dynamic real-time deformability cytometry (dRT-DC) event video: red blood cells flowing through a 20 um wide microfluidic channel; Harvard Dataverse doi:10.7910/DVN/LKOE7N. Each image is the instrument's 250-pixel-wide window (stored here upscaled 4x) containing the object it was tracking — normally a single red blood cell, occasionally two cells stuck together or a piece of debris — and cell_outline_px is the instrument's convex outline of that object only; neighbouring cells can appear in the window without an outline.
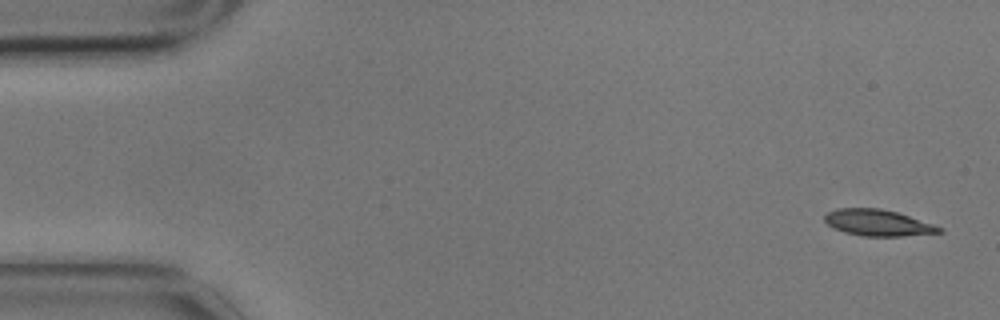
{"species": "common noctule bat (a hibernating species)", "species_latin": "Nyctalus noctula", "temperature_condition": "cold", "stored_images_in_passage": 5, "camera_frame_rate_fps": 3000, "um_per_image_px": 0.085, "animal": {"sex": "male", "body_mass_g": 17.9}, "frame": {"image": 1, "passage_image": 1, "time_ms": 0.0, "image_size_px": [1000, 320], "cell_outline_px": [[944, 232], [904, 236], [864, 236], [844, 232], [828, 224], [824, 220], [824, 216], [828, 212], [836, 208], [880, 208], [896, 212], [944, 228]], "centroid_in_image_um": [74.62, 18.93], "position_along_channel_um": 10.4, "area_um2": 17.4}}
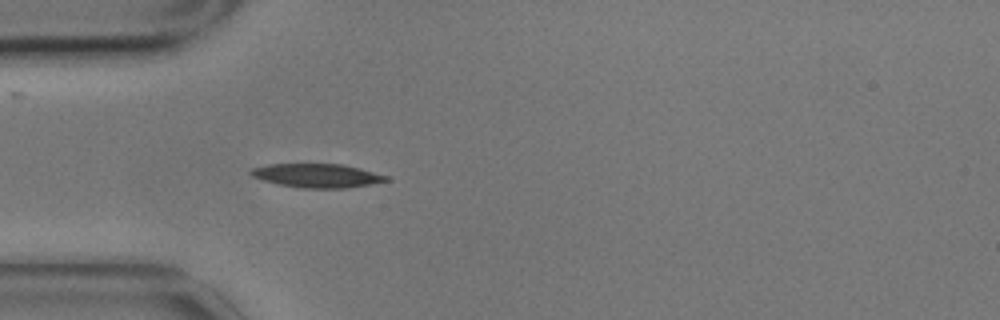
{"frame": {"image": 2, "passage_image": 5, "time_ms": 1.333, "image_size_px": [1000, 320], "cell_outline_px": [[392, 180], [348, 188], [300, 188], [280, 184], [264, 180], [252, 176], [248, 172], [252, 168], [268, 164], [344, 164], [360, 168], [388, 176]], "centroid_in_image_um": [26.98, 14.92], "position_along_channel_um": 58.0, "area_um2": 18.79}}